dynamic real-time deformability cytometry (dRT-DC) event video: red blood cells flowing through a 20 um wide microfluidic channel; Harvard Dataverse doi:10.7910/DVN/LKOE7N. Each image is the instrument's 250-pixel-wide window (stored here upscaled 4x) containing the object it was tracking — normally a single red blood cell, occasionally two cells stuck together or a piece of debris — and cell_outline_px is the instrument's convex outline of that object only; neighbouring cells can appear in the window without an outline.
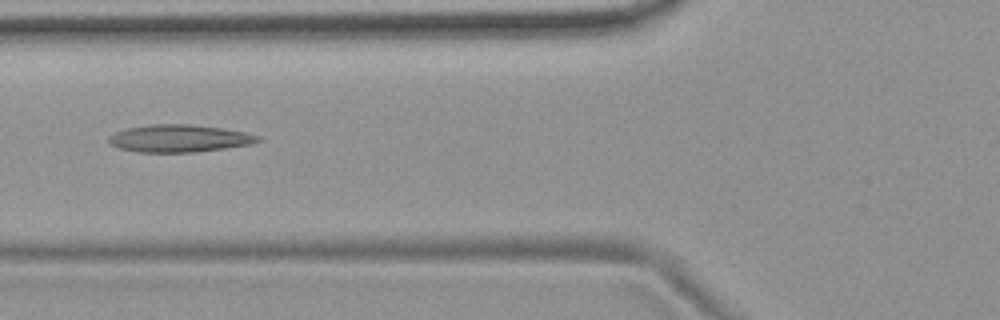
{"species": "common noctule bat (a hibernating species)", "species_latin": "Nyctalus noctula", "temperature_condition": "room temperature", "stored_images_in_passage": 4, "camera_frame_rate_fps": 3000, "um_per_image_px": 0.085, "animal": {"sex": "female", "body_mass_g": 19.9}, "frame": {"image": 1, "passage_image": 2, "time_ms": 0.333, "image_size_px": [1000, 320], "cell_outline_px": [[260, 140], [248, 144], [224, 148], [196, 152], [136, 152], [120, 148], [108, 144], [108, 136], [116, 132], [128, 128], [152, 124], [188, 124], [220, 128], [244, 132], [260, 136]], "centroid_in_image_um": [15.17, 11.77], "position_along_channel_um": 110.6, "area_um2": 23.58}}
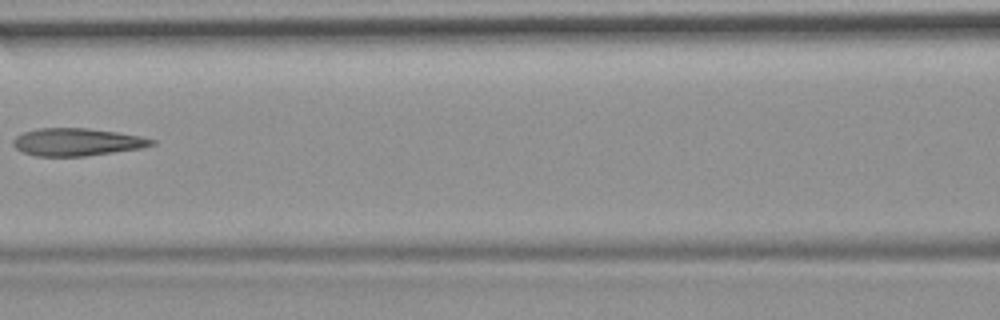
{"frame": {"image": 2, "passage_image": 3, "time_ms": 0.667, "image_size_px": [1000, 320], "cell_outline_px": [[156, 144], [140, 148], [84, 156], [36, 156], [24, 152], [16, 148], [12, 144], [12, 140], [16, 136], [24, 132], [40, 128], [88, 128], [116, 132], [140, 136], [156, 140]], "centroid_in_image_um": [6.53, 12.07], "position_along_channel_um": 160.1, "area_um2": 22.08}}